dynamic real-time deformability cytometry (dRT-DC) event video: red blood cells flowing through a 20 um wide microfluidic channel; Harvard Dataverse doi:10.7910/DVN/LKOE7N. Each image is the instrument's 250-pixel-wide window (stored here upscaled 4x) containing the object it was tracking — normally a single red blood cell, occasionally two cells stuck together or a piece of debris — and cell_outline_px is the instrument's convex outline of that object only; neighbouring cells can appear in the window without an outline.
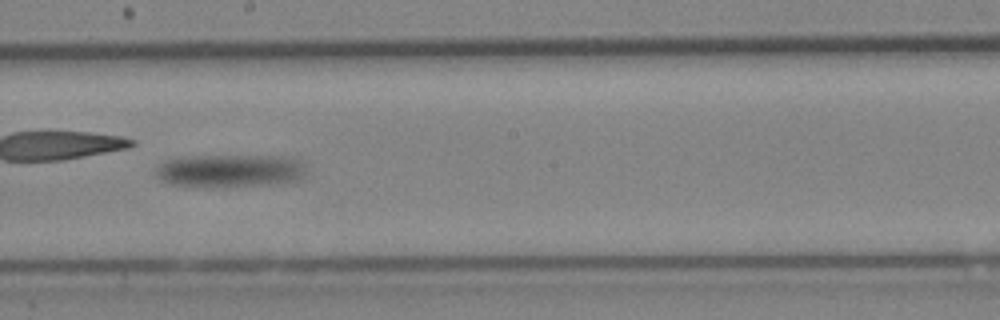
{"species": "Egyptian fruit bat (a non-hibernating species)", "species_latin": "Rousettus aegyptiacus", "temperature_condition": "cold", "stored_images_in_passage": 46, "camera_frame_rate_fps": 3000, "um_per_image_px": 0.085, "animal": {"sex": "female"}, "frame": {"image": 1, "passage_image": 23, "time_ms": 7.333, "image_size_px": [1000, 320], "cell_outline_px": [[304, 176], [296, 180], [224, 188], [172, 184], [160, 180], [156, 172], [156, 168], [164, 160], [196, 156], [300, 156], [304, 172]], "centroid_in_image_um": [19.56, 14.5], "position_along_channel_um": 228.6, "area_um2": 28.78}}
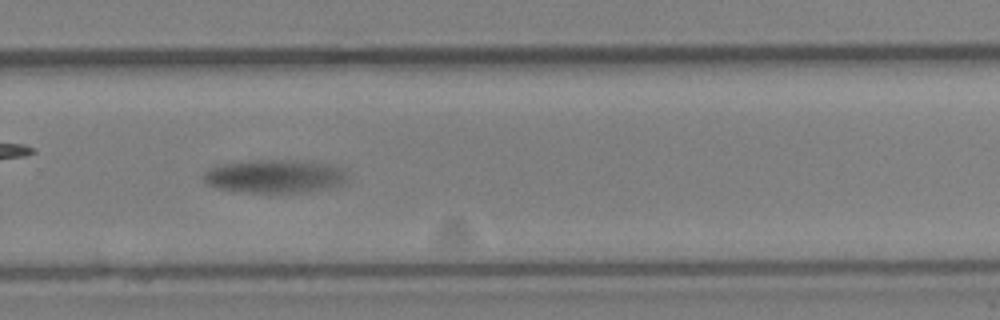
{"frame": {"image": 2, "passage_image": 29, "time_ms": 9.333, "image_size_px": [1000, 320], "cell_outline_px": [[348, 180], [344, 184], [332, 188], [304, 192], [240, 192], [216, 188], [208, 184], [204, 180], [204, 172], [212, 168], [224, 164], [252, 160], [288, 160], [324, 164], [340, 168], [348, 176]], "centroid_in_image_um": [23.37, 15.0], "position_along_channel_um": 306.4, "area_um2": 27.69}}
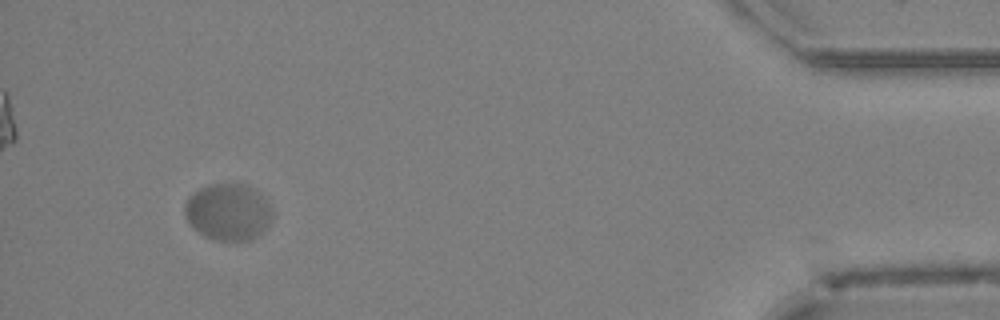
{"frame": {"image": 3, "passage_image": 43, "time_ms": 14.0, "image_size_px": [1000, 320], "cell_outline_px": [[272, 216], [268, 224], [256, 236], [248, 240], [216, 240], [204, 236], [192, 228], [188, 224], [184, 212], [184, 204], [188, 196], [200, 188], [208, 184], [244, 184], [260, 192], [272, 208]], "centroid_in_image_um": [19.35, 18.0], "position_along_channel_um": 415.9, "area_um2": 29.02}}